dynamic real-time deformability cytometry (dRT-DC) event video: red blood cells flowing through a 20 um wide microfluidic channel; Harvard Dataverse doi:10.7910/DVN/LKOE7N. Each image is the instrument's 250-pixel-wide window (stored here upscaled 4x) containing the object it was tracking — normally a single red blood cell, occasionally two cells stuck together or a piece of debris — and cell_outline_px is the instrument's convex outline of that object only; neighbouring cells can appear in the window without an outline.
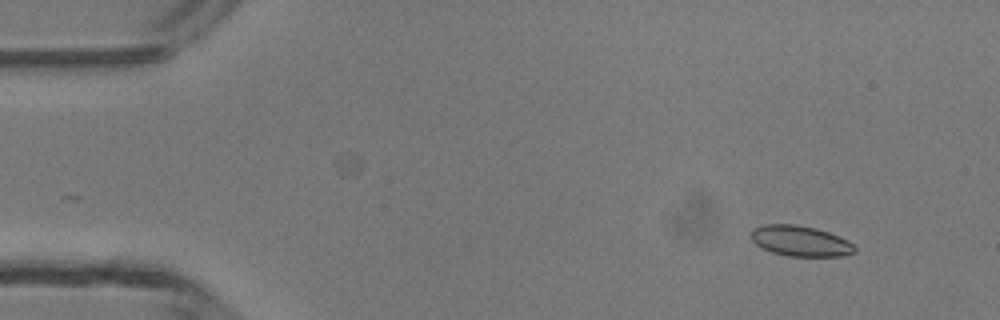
{"species": "common noctule bat (a hibernating species)", "species_latin": "Nyctalus noctula", "temperature_condition": "room temperature", "stored_images_in_passage": 4, "camera_frame_rate_fps": 3000, "um_per_image_px": 0.085, "animal": {"sex": "male", "body_mass_g": 13.3}, "frame": {"image": 1, "passage_image": 2, "time_ms": 1.0, "image_size_px": [1000, 320], "cell_outline_px": [[856, 252], [840, 256], [788, 256], [772, 252], [756, 244], [752, 240], [752, 228], [764, 224], [796, 224], [816, 228], [840, 236], [848, 240], [856, 248]], "centroid_in_image_um": [68.05, 20.47], "position_along_channel_um": 17.0, "area_um2": 18.44}}